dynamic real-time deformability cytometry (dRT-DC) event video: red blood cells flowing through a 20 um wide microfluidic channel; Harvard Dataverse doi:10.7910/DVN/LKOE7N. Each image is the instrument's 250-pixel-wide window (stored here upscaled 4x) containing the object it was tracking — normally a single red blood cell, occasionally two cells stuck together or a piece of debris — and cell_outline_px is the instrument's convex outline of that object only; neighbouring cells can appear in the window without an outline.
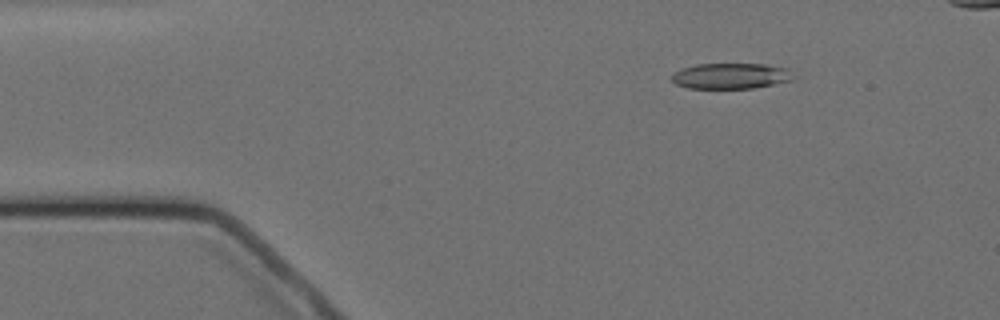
{"species": "Egyptian fruit bat (a non-hibernating species)", "species_latin": "Rousettus aegyptiacus", "temperature_condition": "cold", "stored_images_in_passage": 5, "camera_frame_rate_fps": 3000, "um_per_image_px": 0.085, "animal": {"sex": "female"}, "frame": {"image": 1, "passage_image": 3, "time_ms": 2.333, "image_size_px": [1000, 320], "cell_outline_px": [[796, 76], [792, 80], [752, 88], [688, 88], [676, 84], [672, 80], [672, 76], [676, 72], [684, 68], [696, 64], [764, 64], [788, 68]], "centroid_in_image_um": [62.16, 6.45], "position_along_channel_um": 22.8, "area_um2": 18.09}}